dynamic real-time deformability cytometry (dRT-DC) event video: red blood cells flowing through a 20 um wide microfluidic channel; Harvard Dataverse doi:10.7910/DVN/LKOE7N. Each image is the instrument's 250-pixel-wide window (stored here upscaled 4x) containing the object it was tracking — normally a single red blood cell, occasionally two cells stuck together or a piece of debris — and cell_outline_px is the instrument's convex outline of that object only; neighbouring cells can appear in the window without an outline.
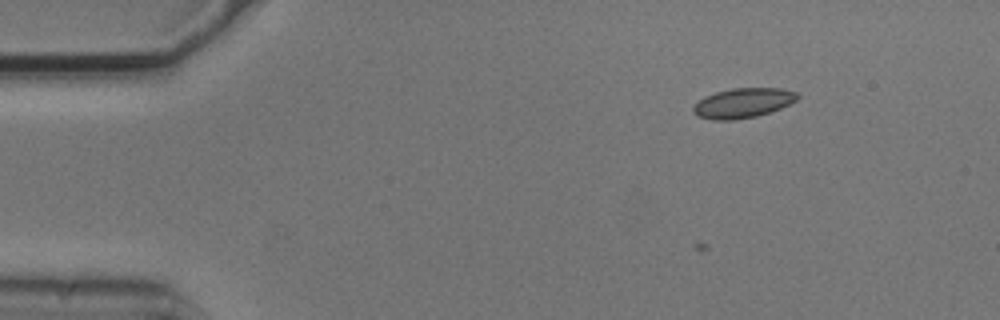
{"species": "common noctule bat (a hibernating species)", "species_latin": "Nyctalus noctula", "temperature_condition": "cold", "stored_images_in_passage": 7, "camera_frame_rate_fps": 3000, "um_per_image_px": 0.085, "animal": {"sex": "male", "body_mass_g": 20.5, "forearm_length_mm": 52.5}, "frame": {"image": 1, "passage_image": 3, "time_ms": 0.667, "image_size_px": [1000, 320], "cell_outline_px": [[800, 96], [796, 100], [780, 108], [756, 116], [736, 120], [712, 120], [696, 116], [692, 112], [692, 108], [704, 96], [716, 92], [732, 88], [780, 88], [796, 92]], "centroid_in_image_um": [63.12, 8.76], "position_along_channel_um": 21.9, "area_um2": 18.03}}